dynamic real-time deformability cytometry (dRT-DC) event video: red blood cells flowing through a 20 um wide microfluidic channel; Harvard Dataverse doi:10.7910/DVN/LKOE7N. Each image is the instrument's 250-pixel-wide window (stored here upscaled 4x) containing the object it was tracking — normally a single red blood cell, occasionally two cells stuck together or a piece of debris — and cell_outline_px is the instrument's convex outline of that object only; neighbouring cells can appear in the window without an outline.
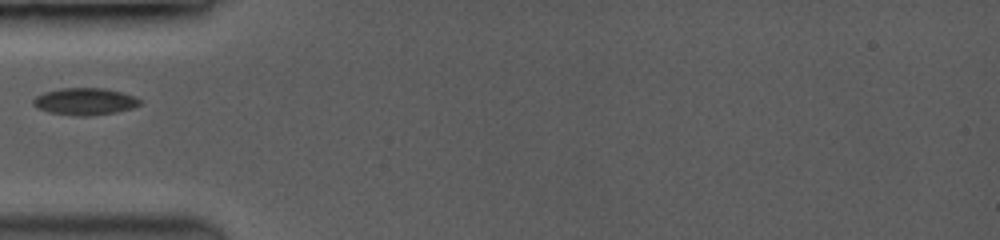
{"species": "common noctule bat (a hibernating species)", "species_latin": "Nyctalus noctula", "temperature_condition": "room temperature", "stored_images_in_passage": 14, "camera_frame_rate_fps": 3500, "um_per_image_px": 0.085, "animal": {"sex": "female", "body_mass_g": 19.0, "forearm_length_mm": 53.3}, "frame": {"image": 1, "passage_image": 1, "time_ms": 0.0, "image_size_px": [1000, 240], "cell_outline_px": [[140, 104], [132, 108], [116, 112], [84, 116], [80, 116], [52, 112], [40, 108], [32, 104], [32, 100], [36, 96], [44, 92], [64, 88], [100, 88], [120, 92], [132, 96], [140, 100]], "centroid_in_image_um": [7.2, 8.62], "position_along_channel_um": 77.8, "area_um2": 16.3}}
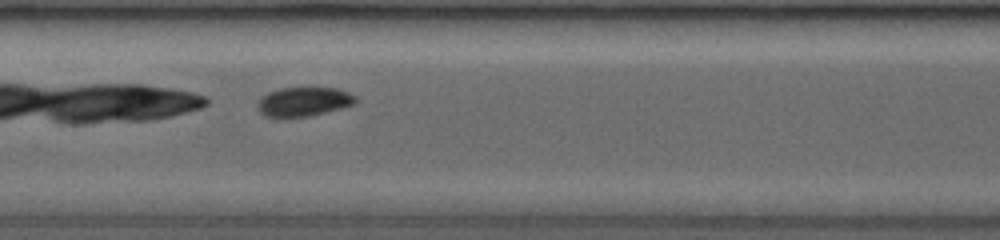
{"frame": {"image": 2, "passage_image": 11, "time_ms": 2.571, "image_size_px": [1000, 240], "cell_outline_px": [[356, 100], [352, 104], [340, 108], [308, 116], [268, 116], [260, 112], [260, 100], [268, 92], [280, 88], [336, 88], [348, 92], [356, 96]], "centroid_in_image_um": [25.85, 8.62], "position_along_channel_um": 181.5, "area_um2": 15.95}}